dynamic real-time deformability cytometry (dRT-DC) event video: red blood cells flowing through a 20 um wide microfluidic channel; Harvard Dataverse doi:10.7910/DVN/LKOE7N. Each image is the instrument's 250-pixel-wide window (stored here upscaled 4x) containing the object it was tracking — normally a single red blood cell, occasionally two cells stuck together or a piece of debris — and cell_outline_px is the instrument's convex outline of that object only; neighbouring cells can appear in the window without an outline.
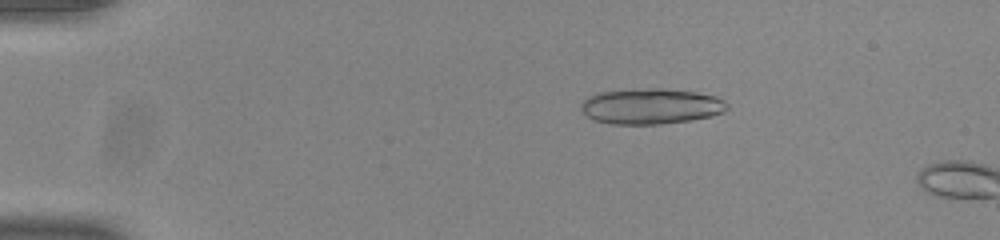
{"species": "common noctule bat (a hibernating species)", "species_latin": "Nyctalus noctula", "temperature_condition": "room temperature", "stored_images_in_passage": 10, "camera_frame_rate_fps": 3000, "um_per_image_px": 0.085, "animal": {"sex": "male", "body_mass_g": 20.0, "forearm_length_mm": 53.3}, "frame": {"image": 1, "passage_image": 7, "time_ms": 2.0, "image_size_px": [1000, 240], "cell_outline_px": [[728, 108], [724, 112], [712, 116], [692, 120], [660, 124], [612, 124], [596, 120], [588, 116], [580, 108], [580, 104], [584, 100], [596, 92], [652, 88], [660, 88], [696, 92], [716, 96], [724, 100], [728, 104]], "centroid_in_image_um": [55.36, 9.03], "position_along_channel_um": 29.6, "area_um2": 30.35}}